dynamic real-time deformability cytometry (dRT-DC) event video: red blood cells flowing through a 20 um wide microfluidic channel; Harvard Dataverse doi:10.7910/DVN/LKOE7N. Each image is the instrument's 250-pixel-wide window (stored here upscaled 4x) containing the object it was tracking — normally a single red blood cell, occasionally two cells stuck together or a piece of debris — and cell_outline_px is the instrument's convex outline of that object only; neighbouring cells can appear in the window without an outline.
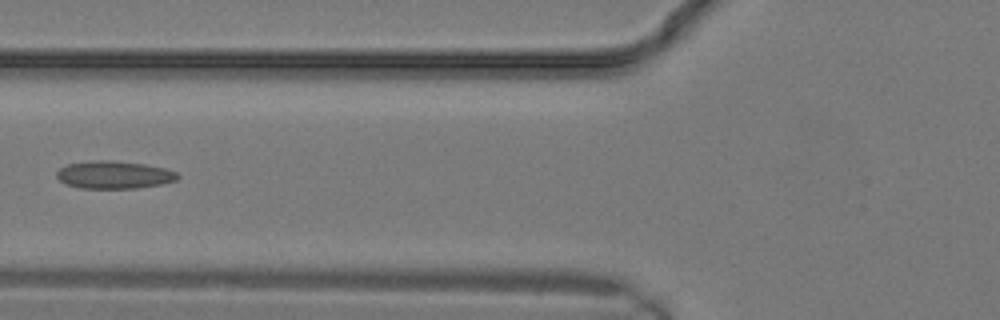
{"species": "common noctule bat (a hibernating species)", "species_latin": "Nyctalus noctula", "temperature_condition": "warm", "stored_images_in_passage": 15, "camera_frame_rate_fps": 3000, "um_per_image_px": 0.085, "animal": {"sex": "male", "body_mass_g": 19.2, "forearm_length_mm": 51.8}, "frame": {"image": 1, "passage_image": 11, "time_ms": 3.333, "image_size_px": [1000, 320], "cell_outline_px": [[180, 176], [176, 180], [160, 184], [136, 188], [80, 188], [64, 184], [56, 176], [56, 172], [60, 168], [68, 164], [88, 160], [112, 160], [144, 164], [164, 168], [176, 172]], "centroid_in_image_um": [9.65, 14.85], "position_along_channel_um": 116.1, "area_um2": 19.54}}
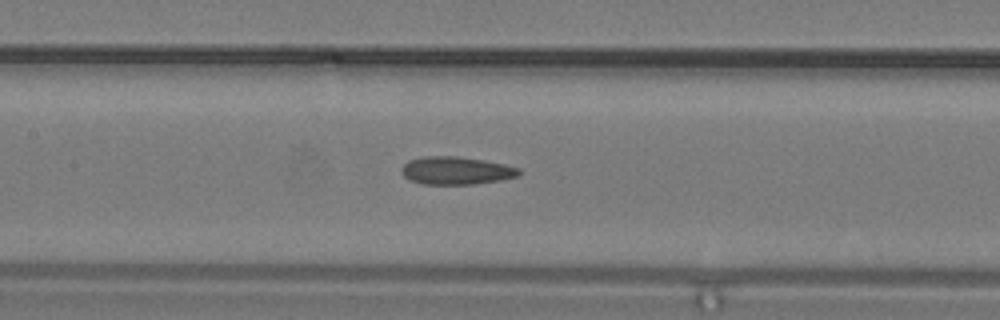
{"frame": {"image": 2, "passage_image": 13, "time_ms": 4.0, "image_size_px": [1000, 320], "cell_outline_px": [[520, 176], [500, 180], [472, 184], [424, 184], [408, 180], [400, 172], [400, 168], [408, 160], [424, 156], [456, 156], [484, 160], [504, 164], [520, 168]], "centroid_in_image_um": [38.75, 14.5], "position_along_channel_um": 168.7, "area_um2": 19.19}}
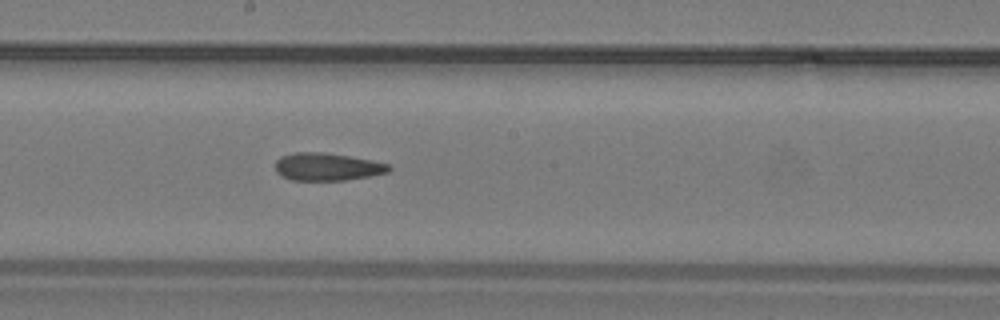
{"frame": {"image": 3, "passage_image": 15, "time_ms": 4.667, "image_size_px": [1000, 320], "cell_outline_px": [[392, 168], [388, 172], [372, 176], [344, 180], [292, 180], [276, 172], [276, 160], [280, 156], [292, 152], [324, 152], [372, 160], [388, 164]], "centroid_in_image_um": [27.81, 14.17], "position_along_channel_um": 220.4, "area_um2": 18.32}}